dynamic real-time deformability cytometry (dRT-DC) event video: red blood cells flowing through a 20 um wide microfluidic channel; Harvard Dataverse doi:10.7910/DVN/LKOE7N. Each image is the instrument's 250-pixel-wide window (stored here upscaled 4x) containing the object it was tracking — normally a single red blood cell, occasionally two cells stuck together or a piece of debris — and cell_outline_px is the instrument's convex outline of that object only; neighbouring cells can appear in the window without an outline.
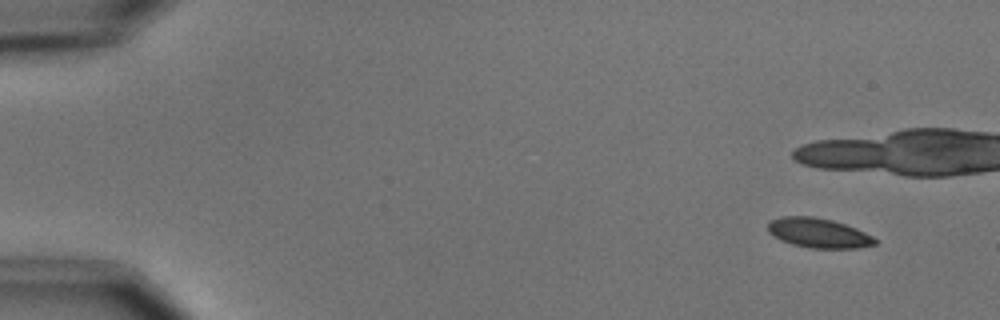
{"species": "common noctule bat (a hibernating species)", "species_latin": "Nyctalus noctula", "temperature_condition": "cold", "stored_images_in_passage": 6, "camera_frame_rate_fps": 3000, "um_per_image_px": 0.085, "animal": {"sex": "male", "body_mass_g": 15.6}, "frame": {"image": 1, "passage_image": 1, "time_ms": 0.0, "image_size_px": [1000, 320], "cell_outline_px": [[876, 244], [856, 248], [808, 248], [792, 244], [780, 240], [768, 232], [768, 220], [780, 216], [812, 216], [832, 220], [856, 228], [872, 236], [876, 240]], "centroid_in_image_um": [69.52, 19.79], "position_along_channel_um": 15.5, "area_um2": 18.55}}